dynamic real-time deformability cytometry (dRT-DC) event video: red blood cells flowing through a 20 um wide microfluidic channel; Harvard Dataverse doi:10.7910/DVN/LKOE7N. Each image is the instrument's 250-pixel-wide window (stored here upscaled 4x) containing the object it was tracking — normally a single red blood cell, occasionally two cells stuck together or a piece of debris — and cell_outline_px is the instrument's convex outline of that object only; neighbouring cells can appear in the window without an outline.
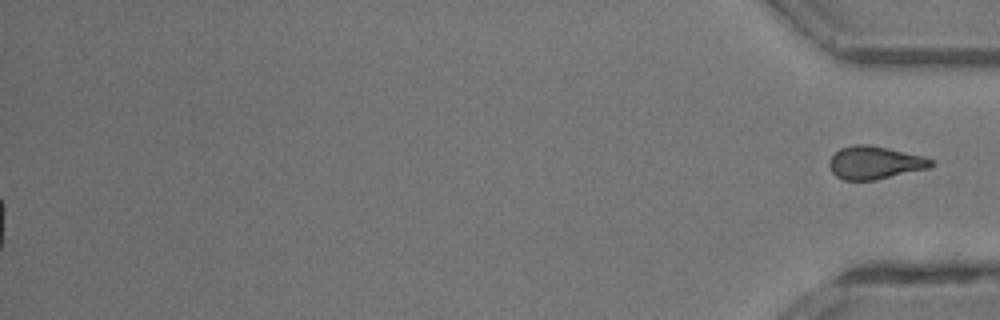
{"species": "common noctule bat (a hibernating species)", "species_latin": "Nyctalus noctula", "temperature_condition": "room temperature", "stored_images_in_passage": 43, "segment_of_instrument_passage": [2, 2], "camera_frame_rate_fps": 3000, "um_per_image_px": 0.085, "animal": {"sex": "male", "body_mass_g": 13.3}, "frame": {"image": 1, "passage_image": 43, "time_ms": 14.0, "image_size_px": [1000, 320], "cell_outline_px": [[932, 164], [928, 168], [876, 180], [844, 180], [836, 176], [832, 172], [828, 164], [828, 160], [840, 148], [852, 144], [868, 144], [924, 156], [932, 160]], "centroid_in_image_um": [74.31, 13.82], "position_along_channel_um": 360.9, "area_um2": 19.48}}